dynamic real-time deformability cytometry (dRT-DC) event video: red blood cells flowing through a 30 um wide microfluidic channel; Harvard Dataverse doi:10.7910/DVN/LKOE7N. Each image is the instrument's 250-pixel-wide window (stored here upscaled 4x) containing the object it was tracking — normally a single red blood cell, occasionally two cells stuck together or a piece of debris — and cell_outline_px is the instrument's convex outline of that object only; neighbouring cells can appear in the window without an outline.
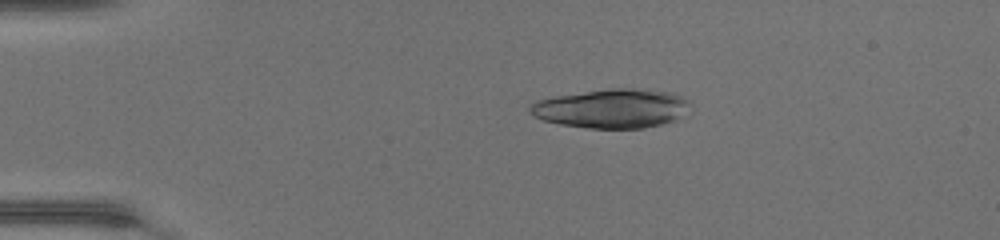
{"species": "common noctule bat (a hibernating species)", "species_latin": "Nyctalus noctula", "temperature_condition": "warm", "stored_images_in_passage": 37, "camera_frame_rate_fps": 3000, "um_per_image_px": 0.085, "animal": {"sex": "female", "body_mass_g": 17.0, "forearm_length_mm": 48.0}, "frame": {"image": 1, "passage_image": 11, "time_ms": 3.333, "image_size_px": [1000, 240], "cell_outline_px": [[692, 104], [688, 116], [676, 120], [644, 128], [588, 128], [560, 124], [544, 120], [528, 112], [528, 108], [536, 100], [556, 96], [608, 88], [632, 88], [672, 92], [688, 100]], "centroid_in_image_um": [52.08, 9.22], "position_along_channel_um": 32.9, "area_um2": 36.82}}